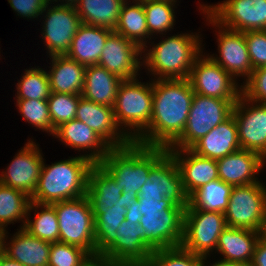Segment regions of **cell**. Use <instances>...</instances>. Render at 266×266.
I'll return each instance as SVG.
<instances>
[{
	"instance_id": "obj_12",
	"label": "cell",
	"mask_w": 266,
	"mask_h": 266,
	"mask_svg": "<svg viewBox=\"0 0 266 266\" xmlns=\"http://www.w3.org/2000/svg\"><path fill=\"white\" fill-rule=\"evenodd\" d=\"M205 10L222 26L235 31L266 30V0H227Z\"/></svg>"
},
{
	"instance_id": "obj_43",
	"label": "cell",
	"mask_w": 266,
	"mask_h": 266,
	"mask_svg": "<svg viewBox=\"0 0 266 266\" xmlns=\"http://www.w3.org/2000/svg\"><path fill=\"white\" fill-rule=\"evenodd\" d=\"M244 35L253 70L266 66V30L247 31Z\"/></svg>"
},
{
	"instance_id": "obj_51",
	"label": "cell",
	"mask_w": 266,
	"mask_h": 266,
	"mask_svg": "<svg viewBox=\"0 0 266 266\" xmlns=\"http://www.w3.org/2000/svg\"><path fill=\"white\" fill-rule=\"evenodd\" d=\"M206 258H207V256H203L202 257L201 266H207V265L204 264L205 263L204 260H206ZM211 266H249V265H246V264H234V263H228V262L219 260V261L215 262L214 264H212Z\"/></svg>"
},
{
	"instance_id": "obj_29",
	"label": "cell",
	"mask_w": 266,
	"mask_h": 266,
	"mask_svg": "<svg viewBox=\"0 0 266 266\" xmlns=\"http://www.w3.org/2000/svg\"><path fill=\"white\" fill-rule=\"evenodd\" d=\"M48 72L51 92L81 95L87 66L66 55H54Z\"/></svg>"
},
{
	"instance_id": "obj_34",
	"label": "cell",
	"mask_w": 266,
	"mask_h": 266,
	"mask_svg": "<svg viewBox=\"0 0 266 266\" xmlns=\"http://www.w3.org/2000/svg\"><path fill=\"white\" fill-rule=\"evenodd\" d=\"M134 5L127 6L126 1L123 3L119 21L115 33L124 36L126 39L137 44L142 50L146 46L149 31L146 24V16L143 7V0H134Z\"/></svg>"
},
{
	"instance_id": "obj_49",
	"label": "cell",
	"mask_w": 266,
	"mask_h": 266,
	"mask_svg": "<svg viewBox=\"0 0 266 266\" xmlns=\"http://www.w3.org/2000/svg\"><path fill=\"white\" fill-rule=\"evenodd\" d=\"M82 266H112V262L103 256H91Z\"/></svg>"
},
{
	"instance_id": "obj_42",
	"label": "cell",
	"mask_w": 266,
	"mask_h": 266,
	"mask_svg": "<svg viewBox=\"0 0 266 266\" xmlns=\"http://www.w3.org/2000/svg\"><path fill=\"white\" fill-rule=\"evenodd\" d=\"M91 255L80 247L62 242L51 243L48 266H82Z\"/></svg>"
},
{
	"instance_id": "obj_8",
	"label": "cell",
	"mask_w": 266,
	"mask_h": 266,
	"mask_svg": "<svg viewBox=\"0 0 266 266\" xmlns=\"http://www.w3.org/2000/svg\"><path fill=\"white\" fill-rule=\"evenodd\" d=\"M229 227L264 232L266 224V188L261 182L233 186L224 212Z\"/></svg>"
},
{
	"instance_id": "obj_9",
	"label": "cell",
	"mask_w": 266,
	"mask_h": 266,
	"mask_svg": "<svg viewBox=\"0 0 266 266\" xmlns=\"http://www.w3.org/2000/svg\"><path fill=\"white\" fill-rule=\"evenodd\" d=\"M227 227L224 213L185 209L181 247L201 257L216 249Z\"/></svg>"
},
{
	"instance_id": "obj_36",
	"label": "cell",
	"mask_w": 266,
	"mask_h": 266,
	"mask_svg": "<svg viewBox=\"0 0 266 266\" xmlns=\"http://www.w3.org/2000/svg\"><path fill=\"white\" fill-rule=\"evenodd\" d=\"M31 202L25 192L0 184V229L13 221L27 218V210Z\"/></svg>"
},
{
	"instance_id": "obj_14",
	"label": "cell",
	"mask_w": 266,
	"mask_h": 266,
	"mask_svg": "<svg viewBox=\"0 0 266 266\" xmlns=\"http://www.w3.org/2000/svg\"><path fill=\"white\" fill-rule=\"evenodd\" d=\"M251 102L252 107L246 108ZM247 100L242 94L234 104L232 115L238 127V140L243 150H251L266 156V103Z\"/></svg>"
},
{
	"instance_id": "obj_15",
	"label": "cell",
	"mask_w": 266,
	"mask_h": 266,
	"mask_svg": "<svg viewBox=\"0 0 266 266\" xmlns=\"http://www.w3.org/2000/svg\"><path fill=\"white\" fill-rule=\"evenodd\" d=\"M42 36L49 55H66L73 37L82 24L74 5L58 4L48 8Z\"/></svg>"
},
{
	"instance_id": "obj_54",
	"label": "cell",
	"mask_w": 266,
	"mask_h": 266,
	"mask_svg": "<svg viewBox=\"0 0 266 266\" xmlns=\"http://www.w3.org/2000/svg\"><path fill=\"white\" fill-rule=\"evenodd\" d=\"M263 235L266 237V224H265V229H264Z\"/></svg>"
},
{
	"instance_id": "obj_32",
	"label": "cell",
	"mask_w": 266,
	"mask_h": 266,
	"mask_svg": "<svg viewBox=\"0 0 266 266\" xmlns=\"http://www.w3.org/2000/svg\"><path fill=\"white\" fill-rule=\"evenodd\" d=\"M128 200L122 195L115 206L98 212L95 216L96 256H102L115 242L116 231L125 220Z\"/></svg>"
},
{
	"instance_id": "obj_2",
	"label": "cell",
	"mask_w": 266,
	"mask_h": 266,
	"mask_svg": "<svg viewBox=\"0 0 266 266\" xmlns=\"http://www.w3.org/2000/svg\"><path fill=\"white\" fill-rule=\"evenodd\" d=\"M168 152L165 147L146 146L132 141L127 146L111 148L99 163L123 189L127 200L137 199L150 169Z\"/></svg>"
},
{
	"instance_id": "obj_27",
	"label": "cell",
	"mask_w": 266,
	"mask_h": 266,
	"mask_svg": "<svg viewBox=\"0 0 266 266\" xmlns=\"http://www.w3.org/2000/svg\"><path fill=\"white\" fill-rule=\"evenodd\" d=\"M113 32L107 28L82 23L66 56L85 66L97 65L106 40Z\"/></svg>"
},
{
	"instance_id": "obj_31",
	"label": "cell",
	"mask_w": 266,
	"mask_h": 266,
	"mask_svg": "<svg viewBox=\"0 0 266 266\" xmlns=\"http://www.w3.org/2000/svg\"><path fill=\"white\" fill-rule=\"evenodd\" d=\"M126 0H77L74 7L83 24L114 31Z\"/></svg>"
},
{
	"instance_id": "obj_40",
	"label": "cell",
	"mask_w": 266,
	"mask_h": 266,
	"mask_svg": "<svg viewBox=\"0 0 266 266\" xmlns=\"http://www.w3.org/2000/svg\"><path fill=\"white\" fill-rule=\"evenodd\" d=\"M147 262L149 266H201L202 257L179 246L154 250Z\"/></svg>"
},
{
	"instance_id": "obj_22",
	"label": "cell",
	"mask_w": 266,
	"mask_h": 266,
	"mask_svg": "<svg viewBox=\"0 0 266 266\" xmlns=\"http://www.w3.org/2000/svg\"><path fill=\"white\" fill-rule=\"evenodd\" d=\"M219 179L232 186L253 184L254 177L264 166V158L251 150H238L216 160Z\"/></svg>"
},
{
	"instance_id": "obj_17",
	"label": "cell",
	"mask_w": 266,
	"mask_h": 266,
	"mask_svg": "<svg viewBox=\"0 0 266 266\" xmlns=\"http://www.w3.org/2000/svg\"><path fill=\"white\" fill-rule=\"evenodd\" d=\"M75 118L94 130L112 148L127 146L133 141L132 132H117L120 128L111 106L98 104L81 96Z\"/></svg>"
},
{
	"instance_id": "obj_11",
	"label": "cell",
	"mask_w": 266,
	"mask_h": 266,
	"mask_svg": "<svg viewBox=\"0 0 266 266\" xmlns=\"http://www.w3.org/2000/svg\"><path fill=\"white\" fill-rule=\"evenodd\" d=\"M138 198H165L176 206H188L178 165L169 152L150 169Z\"/></svg>"
},
{
	"instance_id": "obj_7",
	"label": "cell",
	"mask_w": 266,
	"mask_h": 266,
	"mask_svg": "<svg viewBox=\"0 0 266 266\" xmlns=\"http://www.w3.org/2000/svg\"><path fill=\"white\" fill-rule=\"evenodd\" d=\"M237 100H223L194 93L182 135L167 149H190L218 124L232 115Z\"/></svg>"
},
{
	"instance_id": "obj_1",
	"label": "cell",
	"mask_w": 266,
	"mask_h": 266,
	"mask_svg": "<svg viewBox=\"0 0 266 266\" xmlns=\"http://www.w3.org/2000/svg\"><path fill=\"white\" fill-rule=\"evenodd\" d=\"M152 91L153 106L149 126L134 142L169 148L185 130L194 91L188 78L157 79L152 82Z\"/></svg>"
},
{
	"instance_id": "obj_5",
	"label": "cell",
	"mask_w": 266,
	"mask_h": 266,
	"mask_svg": "<svg viewBox=\"0 0 266 266\" xmlns=\"http://www.w3.org/2000/svg\"><path fill=\"white\" fill-rule=\"evenodd\" d=\"M59 222V242L96 256L95 219L87 196L51 204Z\"/></svg>"
},
{
	"instance_id": "obj_6",
	"label": "cell",
	"mask_w": 266,
	"mask_h": 266,
	"mask_svg": "<svg viewBox=\"0 0 266 266\" xmlns=\"http://www.w3.org/2000/svg\"><path fill=\"white\" fill-rule=\"evenodd\" d=\"M136 79L120 83L113 107L118 126L133 129V141L149 126L153 106L152 83L145 85Z\"/></svg>"
},
{
	"instance_id": "obj_20",
	"label": "cell",
	"mask_w": 266,
	"mask_h": 266,
	"mask_svg": "<svg viewBox=\"0 0 266 266\" xmlns=\"http://www.w3.org/2000/svg\"><path fill=\"white\" fill-rule=\"evenodd\" d=\"M116 242L102 255L113 263L147 262L153 251L144 243L140 224L124 220L116 231Z\"/></svg>"
},
{
	"instance_id": "obj_19",
	"label": "cell",
	"mask_w": 266,
	"mask_h": 266,
	"mask_svg": "<svg viewBox=\"0 0 266 266\" xmlns=\"http://www.w3.org/2000/svg\"><path fill=\"white\" fill-rule=\"evenodd\" d=\"M142 51L137 44L113 32L106 40L97 65L122 80H131L136 78L140 69V59L137 57Z\"/></svg>"
},
{
	"instance_id": "obj_25",
	"label": "cell",
	"mask_w": 266,
	"mask_h": 266,
	"mask_svg": "<svg viewBox=\"0 0 266 266\" xmlns=\"http://www.w3.org/2000/svg\"><path fill=\"white\" fill-rule=\"evenodd\" d=\"M54 136L77 150L94 149L91 154L85 155L94 164L100 163L112 148L94 130L76 118L59 126Z\"/></svg>"
},
{
	"instance_id": "obj_45",
	"label": "cell",
	"mask_w": 266,
	"mask_h": 266,
	"mask_svg": "<svg viewBox=\"0 0 266 266\" xmlns=\"http://www.w3.org/2000/svg\"><path fill=\"white\" fill-rule=\"evenodd\" d=\"M8 2L13 10L18 12V16L27 18H36L42 15L50 4L49 0H8Z\"/></svg>"
},
{
	"instance_id": "obj_3",
	"label": "cell",
	"mask_w": 266,
	"mask_h": 266,
	"mask_svg": "<svg viewBox=\"0 0 266 266\" xmlns=\"http://www.w3.org/2000/svg\"><path fill=\"white\" fill-rule=\"evenodd\" d=\"M93 164L85 155L59 161L48 167L43 163L31 201L53 204L85 196L88 173Z\"/></svg>"
},
{
	"instance_id": "obj_50",
	"label": "cell",
	"mask_w": 266,
	"mask_h": 266,
	"mask_svg": "<svg viewBox=\"0 0 266 266\" xmlns=\"http://www.w3.org/2000/svg\"><path fill=\"white\" fill-rule=\"evenodd\" d=\"M0 266H24L23 264L9 259L6 255L0 252Z\"/></svg>"
},
{
	"instance_id": "obj_35",
	"label": "cell",
	"mask_w": 266,
	"mask_h": 266,
	"mask_svg": "<svg viewBox=\"0 0 266 266\" xmlns=\"http://www.w3.org/2000/svg\"><path fill=\"white\" fill-rule=\"evenodd\" d=\"M41 207V212L35 214V220H24L23 228L31 235L43 241L54 243L59 242V222L55 208L51 204H39L31 201L27 210V215L33 209ZM43 208V209H42Z\"/></svg>"
},
{
	"instance_id": "obj_23",
	"label": "cell",
	"mask_w": 266,
	"mask_h": 266,
	"mask_svg": "<svg viewBox=\"0 0 266 266\" xmlns=\"http://www.w3.org/2000/svg\"><path fill=\"white\" fill-rule=\"evenodd\" d=\"M5 237L4 231L0 240L1 252L9 259L24 266H48L51 243L31 235L23 227L14 234L10 247L5 244Z\"/></svg>"
},
{
	"instance_id": "obj_16",
	"label": "cell",
	"mask_w": 266,
	"mask_h": 266,
	"mask_svg": "<svg viewBox=\"0 0 266 266\" xmlns=\"http://www.w3.org/2000/svg\"><path fill=\"white\" fill-rule=\"evenodd\" d=\"M201 9L204 13H207V18L213 26H218L221 30L218 35V50L219 56L210 58L219 64L226 72H228L233 78L236 76L250 77L253 71V67L249 58L247 45L245 42L244 32L235 31L226 28L219 24L206 10L205 5ZM223 28V30H222ZM218 58V59H217Z\"/></svg>"
},
{
	"instance_id": "obj_48",
	"label": "cell",
	"mask_w": 266,
	"mask_h": 266,
	"mask_svg": "<svg viewBox=\"0 0 266 266\" xmlns=\"http://www.w3.org/2000/svg\"><path fill=\"white\" fill-rule=\"evenodd\" d=\"M138 199L128 200L125 220L132 221L134 224H139L142 215L139 211Z\"/></svg>"
},
{
	"instance_id": "obj_39",
	"label": "cell",
	"mask_w": 266,
	"mask_h": 266,
	"mask_svg": "<svg viewBox=\"0 0 266 266\" xmlns=\"http://www.w3.org/2000/svg\"><path fill=\"white\" fill-rule=\"evenodd\" d=\"M82 95L51 92L47 99L52 125L56 130L63 123L75 119L79 98Z\"/></svg>"
},
{
	"instance_id": "obj_21",
	"label": "cell",
	"mask_w": 266,
	"mask_h": 266,
	"mask_svg": "<svg viewBox=\"0 0 266 266\" xmlns=\"http://www.w3.org/2000/svg\"><path fill=\"white\" fill-rule=\"evenodd\" d=\"M167 150L178 165L183 189L188 197L202 185L219 178L216 160L200 156L191 149ZM185 153L188 154L187 157L182 158L181 155Z\"/></svg>"
},
{
	"instance_id": "obj_24",
	"label": "cell",
	"mask_w": 266,
	"mask_h": 266,
	"mask_svg": "<svg viewBox=\"0 0 266 266\" xmlns=\"http://www.w3.org/2000/svg\"><path fill=\"white\" fill-rule=\"evenodd\" d=\"M190 149L200 156L213 160L221 159L241 150L238 140V127L234 116L231 115L223 123L214 127Z\"/></svg>"
},
{
	"instance_id": "obj_37",
	"label": "cell",
	"mask_w": 266,
	"mask_h": 266,
	"mask_svg": "<svg viewBox=\"0 0 266 266\" xmlns=\"http://www.w3.org/2000/svg\"><path fill=\"white\" fill-rule=\"evenodd\" d=\"M173 0H143L149 35L171 29L174 25Z\"/></svg>"
},
{
	"instance_id": "obj_47",
	"label": "cell",
	"mask_w": 266,
	"mask_h": 266,
	"mask_svg": "<svg viewBox=\"0 0 266 266\" xmlns=\"http://www.w3.org/2000/svg\"><path fill=\"white\" fill-rule=\"evenodd\" d=\"M250 266H266V237L263 234L256 244Z\"/></svg>"
},
{
	"instance_id": "obj_38",
	"label": "cell",
	"mask_w": 266,
	"mask_h": 266,
	"mask_svg": "<svg viewBox=\"0 0 266 266\" xmlns=\"http://www.w3.org/2000/svg\"><path fill=\"white\" fill-rule=\"evenodd\" d=\"M25 72L17 83V100H47L51 94L48 73L41 68H31Z\"/></svg>"
},
{
	"instance_id": "obj_30",
	"label": "cell",
	"mask_w": 266,
	"mask_h": 266,
	"mask_svg": "<svg viewBox=\"0 0 266 266\" xmlns=\"http://www.w3.org/2000/svg\"><path fill=\"white\" fill-rule=\"evenodd\" d=\"M123 80L99 65H89L85 71L81 95L92 102L114 107L117 90Z\"/></svg>"
},
{
	"instance_id": "obj_18",
	"label": "cell",
	"mask_w": 266,
	"mask_h": 266,
	"mask_svg": "<svg viewBox=\"0 0 266 266\" xmlns=\"http://www.w3.org/2000/svg\"><path fill=\"white\" fill-rule=\"evenodd\" d=\"M38 149L35 142L29 141L12 160L6 169L7 172H2L0 184L21 190L31 197L37 187L44 163Z\"/></svg>"
},
{
	"instance_id": "obj_53",
	"label": "cell",
	"mask_w": 266,
	"mask_h": 266,
	"mask_svg": "<svg viewBox=\"0 0 266 266\" xmlns=\"http://www.w3.org/2000/svg\"><path fill=\"white\" fill-rule=\"evenodd\" d=\"M50 2L51 1H55L57 2L58 0H49ZM64 1V0H63ZM66 2L63 3V4H66V5H74L76 3L77 0H65Z\"/></svg>"
},
{
	"instance_id": "obj_41",
	"label": "cell",
	"mask_w": 266,
	"mask_h": 266,
	"mask_svg": "<svg viewBox=\"0 0 266 266\" xmlns=\"http://www.w3.org/2000/svg\"><path fill=\"white\" fill-rule=\"evenodd\" d=\"M19 111L23 118L38 129L55 134L56 130L52 125L47 100L24 99L17 100Z\"/></svg>"
},
{
	"instance_id": "obj_26",
	"label": "cell",
	"mask_w": 266,
	"mask_h": 266,
	"mask_svg": "<svg viewBox=\"0 0 266 266\" xmlns=\"http://www.w3.org/2000/svg\"><path fill=\"white\" fill-rule=\"evenodd\" d=\"M262 234L246 228L227 226L220 234L216 247L224 256L221 261L250 266L256 244Z\"/></svg>"
},
{
	"instance_id": "obj_28",
	"label": "cell",
	"mask_w": 266,
	"mask_h": 266,
	"mask_svg": "<svg viewBox=\"0 0 266 266\" xmlns=\"http://www.w3.org/2000/svg\"><path fill=\"white\" fill-rule=\"evenodd\" d=\"M123 195L115 179L98 163L93 164L88 173L86 196L94 216L105 209L112 208Z\"/></svg>"
},
{
	"instance_id": "obj_46",
	"label": "cell",
	"mask_w": 266,
	"mask_h": 266,
	"mask_svg": "<svg viewBox=\"0 0 266 266\" xmlns=\"http://www.w3.org/2000/svg\"><path fill=\"white\" fill-rule=\"evenodd\" d=\"M139 201V211L152 212L163 211L165 209H185L183 206H176L165 198H137Z\"/></svg>"
},
{
	"instance_id": "obj_55",
	"label": "cell",
	"mask_w": 266,
	"mask_h": 266,
	"mask_svg": "<svg viewBox=\"0 0 266 266\" xmlns=\"http://www.w3.org/2000/svg\"><path fill=\"white\" fill-rule=\"evenodd\" d=\"M2 235H3V234H0V240H1ZM0 252H1V244H0Z\"/></svg>"
},
{
	"instance_id": "obj_4",
	"label": "cell",
	"mask_w": 266,
	"mask_h": 266,
	"mask_svg": "<svg viewBox=\"0 0 266 266\" xmlns=\"http://www.w3.org/2000/svg\"><path fill=\"white\" fill-rule=\"evenodd\" d=\"M199 36L180 34L162 40L146 54L145 64L158 79H186L198 56Z\"/></svg>"
},
{
	"instance_id": "obj_13",
	"label": "cell",
	"mask_w": 266,
	"mask_h": 266,
	"mask_svg": "<svg viewBox=\"0 0 266 266\" xmlns=\"http://www.w3.org/2000/svg\"><path fill=\"white\" fill-rule=\"evenodd\" d=\"M185 209L141 212L139 224L144 243L152 250L179 247L183 238Z\"/></svg>"
},
{
	"instance_id": "obj_33",
	"label": "cell",
	"mask_w": 266,
	"mask_h": 266,
	"mask_svg": "<svg viewBox=\"0 0 266 266\" xmlns=\"http://www.w3.org/2000/svg\"><path fill=\"white\" fill-rule=\"evenodd\" d=\"M233 186L217 178L202 185L188 197L185 209L224 213L227 209Z\"/></svg>"
},
{
	"instance_id": "obj_44",
	"label": "cell",
	"mask_w": 266,
	"mask_h": 266,
	"mask_svg": "<svg viewBox=\"0 0 266 266\" xmlns=\"http://www.w3.org/2000/svg\"><path fill=\"white\" fill-rule=\"evenodd\" d=\"M241 88V94L247 100L266 103V66L254 69Z\"/></svg>"
},
{
	"instance_id": "obj_52",
	"label": "cell",
	"mask_w": 266,
	"mask_h": 266,
	"mask_svg": "<svg viewBox=\"0 0 266 266\" xmlns=\"http://www.w3.org/2000/svg\"><path fill=\"white\" fill-rule=\"evenodd\" d=\"M112 266H149L148 262L113 263Z\"/></svg>"
},
{
	"instance_id": "obj_10",
	"label": "cell",
	"mask_w": 266,
	"mask_h": 266,
	"mask_svg": "<svg viewBox=\"0 0 266 266\" xmlns=\"http://www.w3.org/2000/svg\"><path fill=\"white\" fill-rule=\"evenodd\" d=\"M188 80L194 93L223 100H238L241 88L234 78L210 57L195 59Z\"/></svg>"
}]
</instances>
